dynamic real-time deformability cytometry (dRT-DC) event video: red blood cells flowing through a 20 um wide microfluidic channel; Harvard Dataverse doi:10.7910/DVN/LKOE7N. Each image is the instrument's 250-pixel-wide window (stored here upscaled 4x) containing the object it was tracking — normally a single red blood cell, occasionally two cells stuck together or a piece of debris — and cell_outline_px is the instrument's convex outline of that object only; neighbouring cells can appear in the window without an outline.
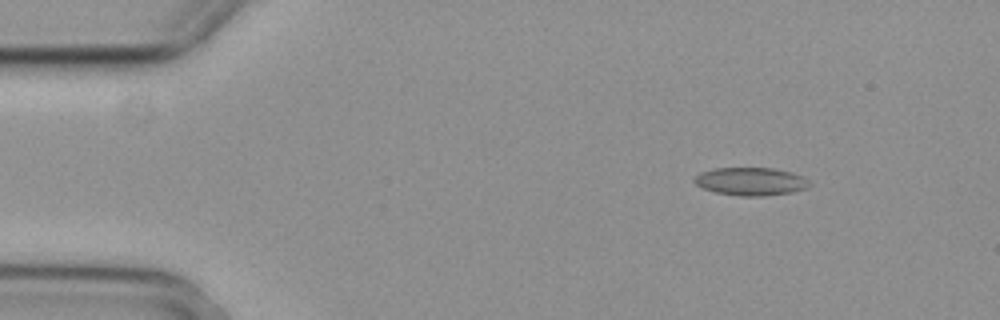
{"species": "common noctule bat (a hibernating species)", "species_latin": "Nyctalus noctula", "temperature_condition": "cold", "stored_images_in_passage": 5, "camera_frame_rate_fps": 3000, "um_per_image_px": 0.085, "animal": {"sex": "female", "body_mass_g": 29.2, "forearm_length_mm": 56.3}, "frame": {"image": 1, "passage_image": 2, "time_ms": 0.333, "image_size_px": [1000, 320], "cell_outline_px": [[812, 184], [808, 188], [792, 192], [764, 196], [740, 196], [716, 192], [704, 188], [696, 184], [692, 180], [700, 172], [716, 168], [772, 168], [792, 172], [804, 176]], "centroid_in_image_um": [63.86, 15.42], "position_along_channel_um": 21.1, "area_um2": 18.84}}
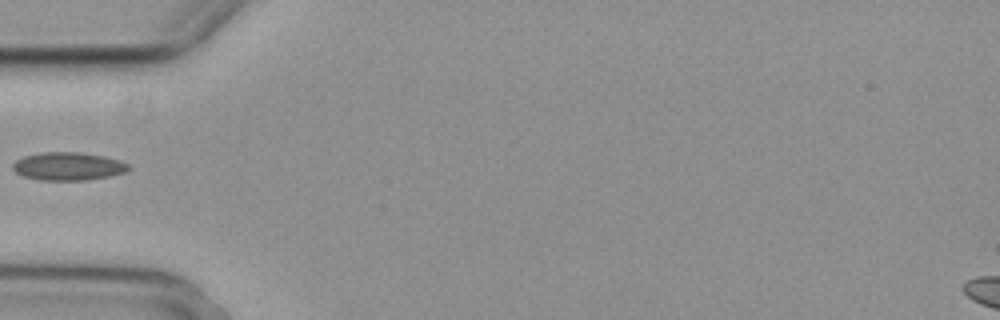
{"frame": {"image": 2, "passage_image": 5, "time_ms": 1.333, "image_size_px": [1000, 320], "cell_outline_px": [[128, 168], [124, 172], [108, 176], [84, 180], [40, 180], [24, 176], [16, 172], [12, 168], [12, 164], [16, 160], [24, 156], [40, 152], [80, 152], [104, 156], [120, 160], [128, 164]], "centroid_in_image_um": [5.76, 14.12], "position_along_channel_um": 79.2, "area_um2": 18.79}}